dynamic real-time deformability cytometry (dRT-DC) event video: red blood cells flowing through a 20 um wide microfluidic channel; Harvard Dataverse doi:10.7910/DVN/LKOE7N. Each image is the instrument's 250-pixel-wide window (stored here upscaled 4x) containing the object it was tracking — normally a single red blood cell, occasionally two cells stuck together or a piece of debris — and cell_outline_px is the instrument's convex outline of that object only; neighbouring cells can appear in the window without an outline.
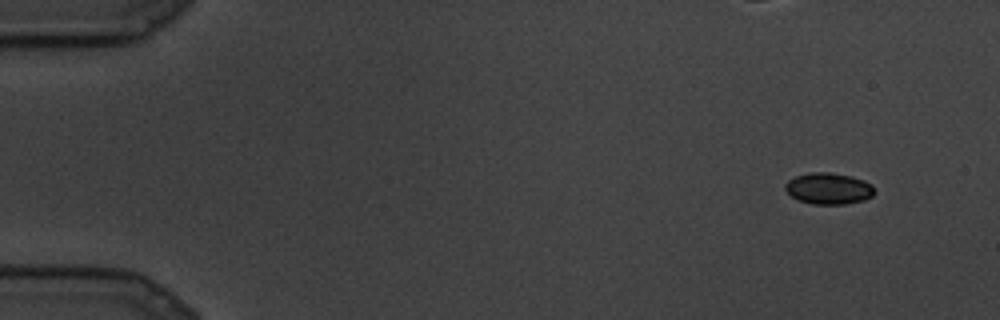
{"species": "common noctule bat (a hibernating species)", "species_latin": "Nyctalus noctula", "temperature_condition": "cold", "stored_images_in_passage": 88, "camera_frame_rate_fps": 3000, "um_per_image_px": 0.085, "animal": {"sex": "male", "body_mass_g": 19.5, "forearm_length_mm": 54.6}, "frame": {"image": 1, "passage_image": 1, "time_ms": 0.0, "image_size_px": [1000, 320], "cell_outline_px": [[876, 192], [872, 196], [864, 200], [844, 204], [812, 204], [800, 200], [792, 196], [784, 188], [784, 184], [788, 180], [796, 176], [812, 172], [828, 172], [852, 176], [864, 180], [872, 184]], "centroid_in_image_um": [70.46, 16.02], "position_along_channel_um": 14.5, "area_um2": 16.36}}
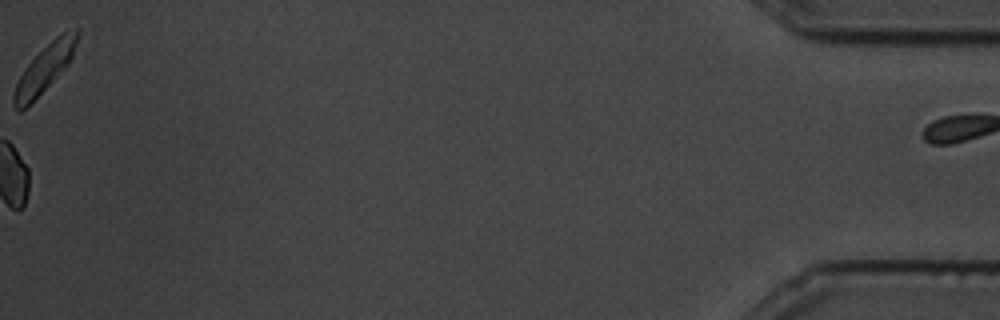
{"frame": {"image": 2, "passage_image": 88, "time_ms": 29.0, "image_size_px": [1000, 320], "cell_outline_px": [[80, 32], [72, 56], [68, 64], [20, 112], [12, 104], [12, 96], [16, 84], [24, 68], [60, 32], [76, 28], [80, 28]], "centroid_in_image_um": [3.8, 5.76], "position_along_channel_um": 431.4, "area_um2": 16.76}}